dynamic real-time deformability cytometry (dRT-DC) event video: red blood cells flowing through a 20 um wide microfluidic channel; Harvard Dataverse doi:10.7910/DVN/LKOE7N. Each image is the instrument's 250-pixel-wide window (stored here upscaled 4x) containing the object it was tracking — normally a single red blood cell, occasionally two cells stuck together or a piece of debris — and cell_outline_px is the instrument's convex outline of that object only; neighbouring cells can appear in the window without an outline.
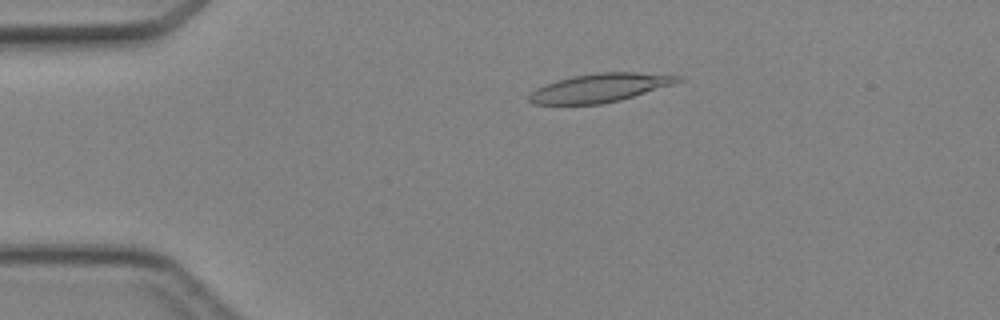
{"species": "Egyptian fruit bat (a non-hibernating species)", "species_latin": "Rousettus aegyptiacus", "temperature_condition": "cold", "stored_images_in_passage": 45, "camera_frame_rate_fps": 3000, "um_per_image_px": 0.085, "animal": {"sex": "female"}, "frame": {"image": 1, "passage_image": 9, "time_ms": 2.667, "image_size_px": [1000, 320], "cell_outline_px": [[684, 80], [672, 84], [620, 100], [600, 104], [532, 104], [528, 100], [528, 96], [536, 88], [544, 84], [556, 80], [572, 76], [596, 72], [636, 72], [684, 76]], "centroid_in_image_um": [50.97, 7.45], "position_along_channel_um": 34.0, "area_um2": 24.74}}
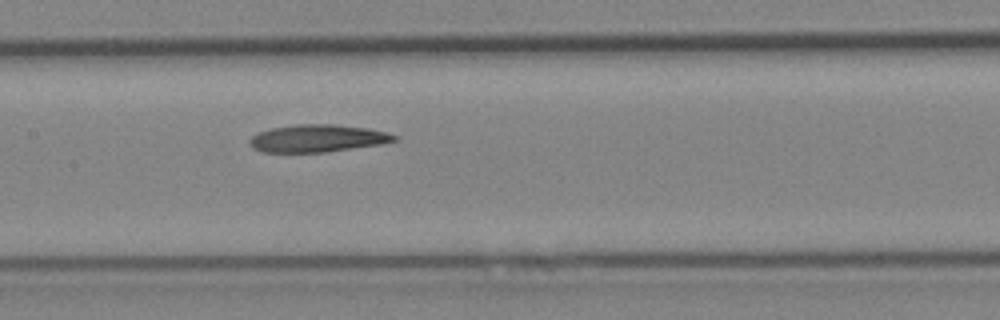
{"frame": {"image": 2, "passage_image": 22, "time_ms": 7.0, "image_size_px": [1000, 320], "cell_outline_px": [[400, 140], [380, 144], [328, 152], [264, 152], [252, 148], [248, 144], [248, 140], [252, 136], [260, 132], [272, 128], [296, 124], [332, 124], [368, 128], [388, 132], [400, 136]], "centroid_in_image_um": [27.03, 11.76], "position_along_channel_um": 180.4, "area_um2": 23.35}}
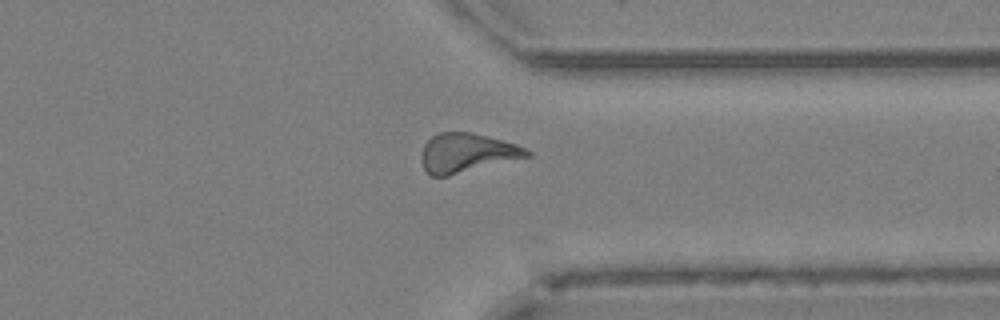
{"frame": {"image": 3, "passage_image": 35, "time_ms": 11.333, "image_size_px": [1000, 320], "cell_outline_px": [[532, 156], [448, 176], [432, 176], [424, 168], [420, 160], [420, 156], [424, 144], [432, 136], [440, 132], [468, 132], [488, 136], [516, 144], [532, 152]], "centroid_in_image_um": [39.68, 13.0], "position_along_channel_um": 371.7, "area_um2": 24.1}}